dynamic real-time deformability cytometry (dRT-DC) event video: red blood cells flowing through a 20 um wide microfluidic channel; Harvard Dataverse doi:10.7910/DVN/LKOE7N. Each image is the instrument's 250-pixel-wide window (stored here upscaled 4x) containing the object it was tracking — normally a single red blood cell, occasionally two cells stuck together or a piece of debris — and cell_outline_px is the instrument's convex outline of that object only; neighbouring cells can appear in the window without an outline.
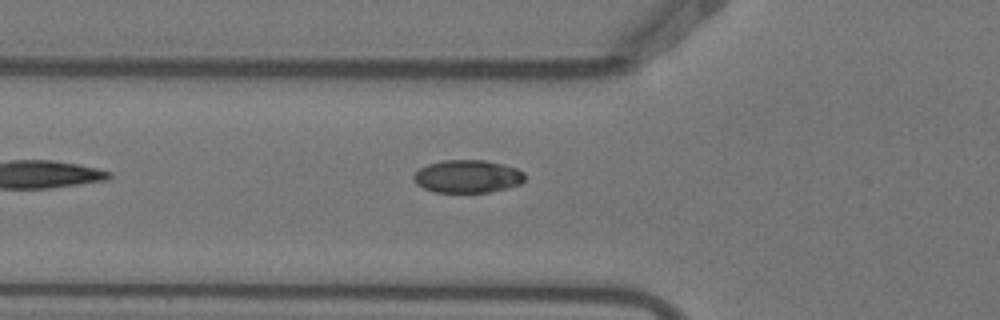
{"species": "Egyptian fruit bat (a non-hibernating species)", "species_latin": "Rousettus aegyptiacus", "temperature_condition": "warm", "stored_images_in_passage": 2, "camera_frame_rate_fps": 3000, "um_per_image_px": 0.085, "animal": {"sex": "female"}, "frame": {"image": 1, "passage_image": 2, "time_ms": 0.333, "image_size_px": [1000, 320], "cell_outline_px": [[524, 180], [520, 184], [508, 188], [488, 192], [436, 192], [424, 188], [416, 184], [412, 176], [420, 168], [428, 164], [444, 160], [484, 160], [504, 164], [516, 168], [524, 172]], "centroid_in_image_um": [39.75, 14.99], "position_along_channel_um": 86.1, "area_um2": 21.27}}